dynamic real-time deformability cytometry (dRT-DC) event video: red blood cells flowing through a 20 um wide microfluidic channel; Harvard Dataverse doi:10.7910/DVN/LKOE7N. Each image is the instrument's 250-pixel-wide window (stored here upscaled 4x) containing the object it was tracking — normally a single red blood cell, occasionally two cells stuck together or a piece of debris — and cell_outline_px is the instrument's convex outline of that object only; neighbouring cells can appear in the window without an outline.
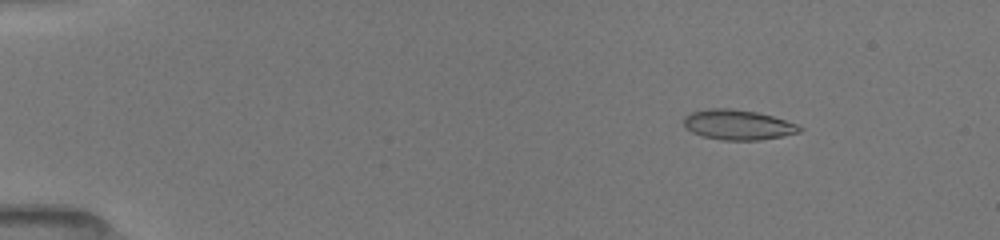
{"species": "common noctule bat (a hibernating species)", "species_latin": "Nyctalus noctula", "temperature_condition": "room temperature", "stored_images_in_passage": 15, "camera_frame_rate_fps": 3000, "um_per_image_px": 0.085, "animal": {"sex": "female", "body_mass_g": 19.5, "forearm_length_mm": 54.1}, "frame": {"image": 1, "passage_image": 3, "time_ms": 1.667, "image_size_px": [1000, 240], "cell_outline_px": [[804, 128], [800, 132], [760, 140], [724, 140], [704, 136], [692, 132], [684, 124], [684, 116], [692, 112], [708, 108], [728, 108], [756, 112], [772, 116], [796, 124]], "centroid_in_image_um": [62.72, 10.6], "position_along_channel_um": 22.3, "area_um2": 20.0}}
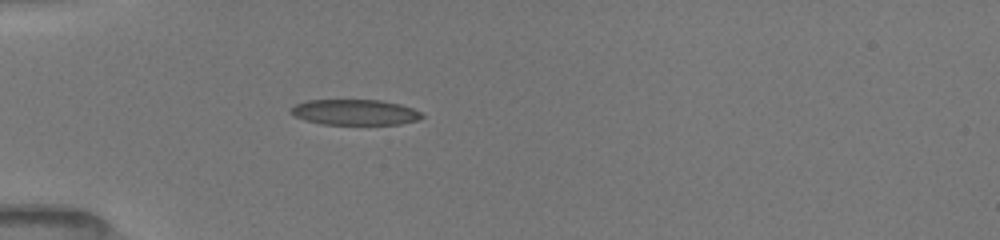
{"frame": {"image": 2, "passage_image": 9, "time_ms": 4.667, "image_size_px": [1000, 240], "cell_outline_px": [[424, 116], [416, 120], [400, 124], [320, 124], [304, 120], [296, 116], [292, 112], [292, 108], [296, 104], [308, 100], [380, 100], [400, 104], [412, 108], [420, 112]], "centroid_in_image_um": [30.18, 9.54], "position_along_channel_um": 54.8, "area_um2": 19.31}}
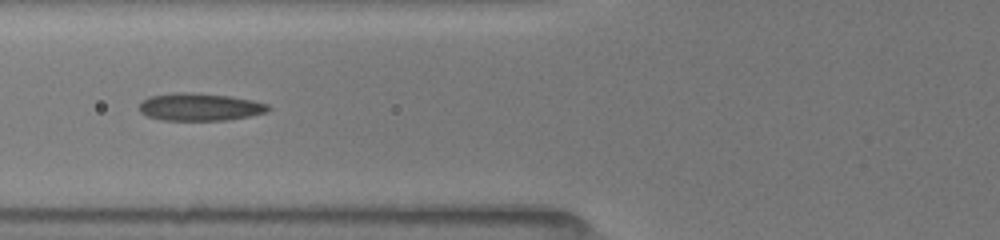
{"frame": {"image": 3, "passage_image": 13, "time_ms": 6.333, "image_size_px": [1000, 240], "cell_outline_px": [[272, 108], [268, 112], [228, 120], [160, 120], [148, 116], [140, 112], [140, 104], [148, 96], [176, 92], [192, 92], [232, 96], [252, 100], [268, 104]], "centroid_in_image_um": [17.01, 9.08], "position_along_channel_um": 108.8, "area_um2": 20.87}}